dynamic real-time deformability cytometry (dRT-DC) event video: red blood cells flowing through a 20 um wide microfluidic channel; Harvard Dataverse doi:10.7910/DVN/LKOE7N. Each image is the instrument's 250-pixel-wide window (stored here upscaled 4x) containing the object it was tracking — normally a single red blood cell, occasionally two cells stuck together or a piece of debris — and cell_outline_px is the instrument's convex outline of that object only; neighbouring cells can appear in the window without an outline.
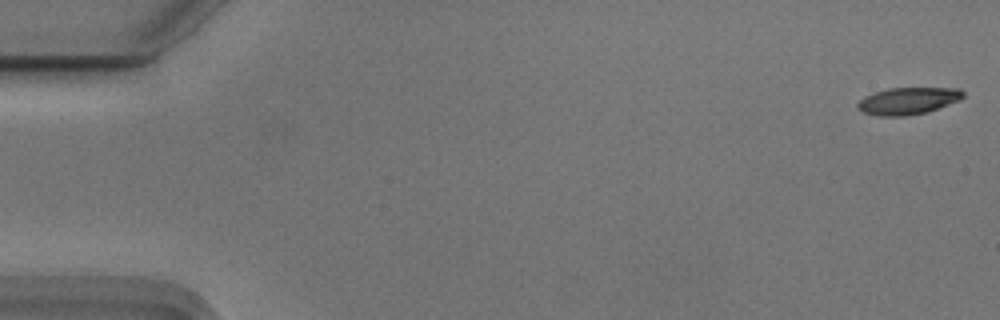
{"species": "Egyptian fruit bat (a non-hibernating species)", "species_latin": "Rousettus aegyptiacus", "temperature_condition": "cold", "stored_images_in_passage": 55, "camera_frame_rate_fps": 3000, "um_per_image_px": 0.085, "animal": {"sex": "male"}, "frame": {"image": 1, "passage_image": 1, "time_ms": 0.0, "image_size_px": [1000, 320], "cell_outline_px": [[964, 96], [960, 100], [924, 112], [904, 116], [880, 116], [864, 112], [856, 108], [856, 104], [864, 96], [872, 92], [888, 88], [960, 88], [964, 92]], "centroid_in_image_um": [77.14, 8.56], "position_along_channel_um": 7.9, "area_um2": 16.53}}
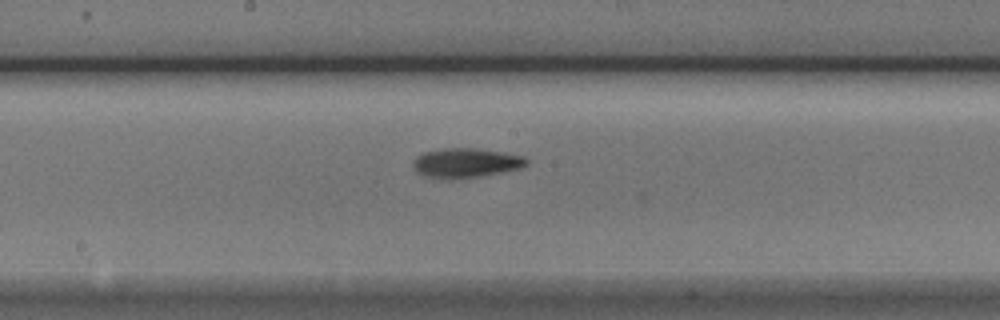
{"frame": {"image": 2, "passage_image": 29, "time_ms": 9.333, "image_size_px": [1000, 320], "cell_outline_px": [[528, 164], [520, 168], [476, 176], [428, 176], [416, 172], [412, 164], [412, 160], [416, 156], [424, 152], [444, 148], [476, 148], [524, 156], [528, 160]], "centroid_in_image_um": [39.59, 13.79], "position_along_channel_um": 208.6, "area_um2": 18.61}}
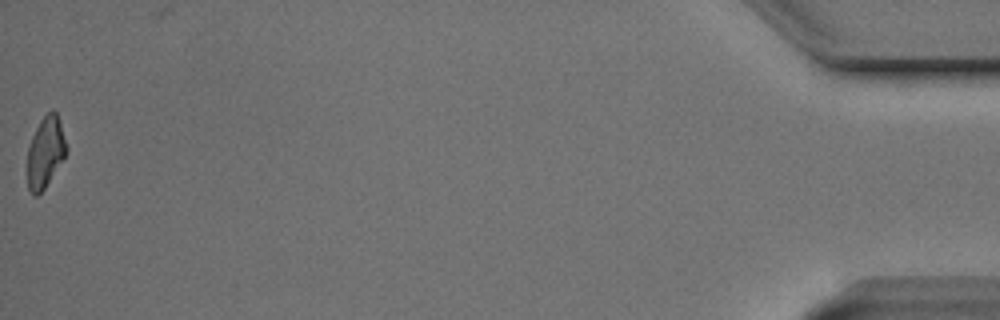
{"frame": {"image": 3, "passage_image": 55, "time_ms": 18.0, "image_size_px": [1000, 320], "cell_outline_px": [[68, 148], [64, 156], [44, 188], [36, 196], [28, 188], [28, 148], [32, 136], [40, 120], [52, 108], [56, 112], [60, 120]], "centroid_in_image_um": [3.87, 12.87], "position_along_channel_um": 431.3, "area_um2": 15.78}, "authors_computed_cell_mechanics": {"area_um2": 17.4556, "velocity_mm_per_s": 3.7351, "shape_relaxation_time_tau1_ms": 4.9951, "shape_relaxation_time_tau2_ms": null, "deformation_change_tau1": 0.1476, "deformation_change_tau2": null}}